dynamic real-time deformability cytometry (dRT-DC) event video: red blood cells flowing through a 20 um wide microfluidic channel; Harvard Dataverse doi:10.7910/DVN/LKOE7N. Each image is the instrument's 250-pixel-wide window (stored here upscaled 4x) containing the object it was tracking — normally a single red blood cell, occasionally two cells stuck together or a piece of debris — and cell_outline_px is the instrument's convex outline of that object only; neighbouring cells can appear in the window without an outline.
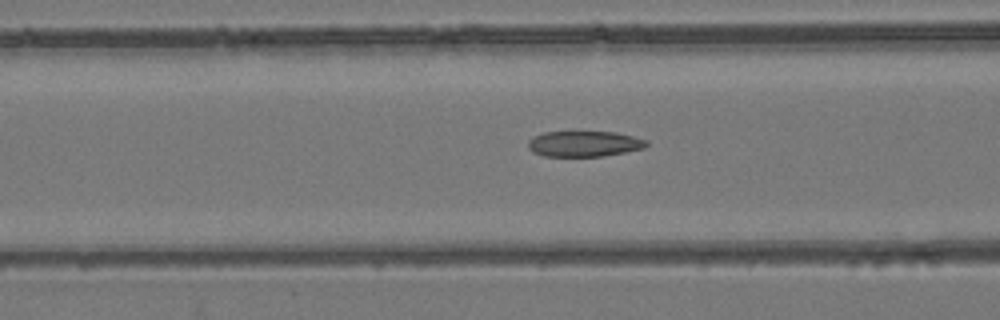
{"species": "common noctule bat (a hibernating species)", "species_latin": "Nyctalus noctula", "temperature_condition": "room temperature", "stored_images_in_passage": 34, "camera_frame_rate_fps": 3000, "um_per_image_px": 0.085, "animal": {"sex": "female", "body_mass_g": 24.6, "forearm_length_mm": 56.2}, "frame": {"image": 1, "passage_image": 8, "time_ms": 2.333, "image_size_px": [1000, 320], "cell_outline_px": [[648, 144], [644, 148], [604, 156], [544, 156], [532, 152], [528, 148], [528, 140], [532, 136], [544, 132], [616, 132], [648, 140]], "centroid_in_image_um": [49.63, 12.22], "position_along_channel_um": 117.0, "area_um2": 17.74}}
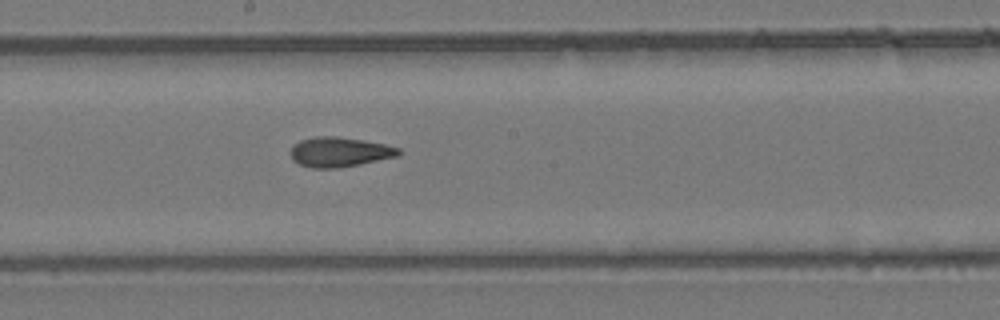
{"frame": {"image": 2, "passage_image": 16, "time_ms": 5.0, "image_size_px": [1000, 320], "cell_outline_px": [[400, 156], [360, 164], [336, 168], [312, 168], [300, 164], [292, 160], [288, 152], [292, 144], [300, 140], [312, 136], [336, 136], [364, 140], [384, 144], [400, 148]], "centroid_in_image_um": [28.81, 12.91], "position_along_channel_um": 219.4, "area_um2": 19.07}}
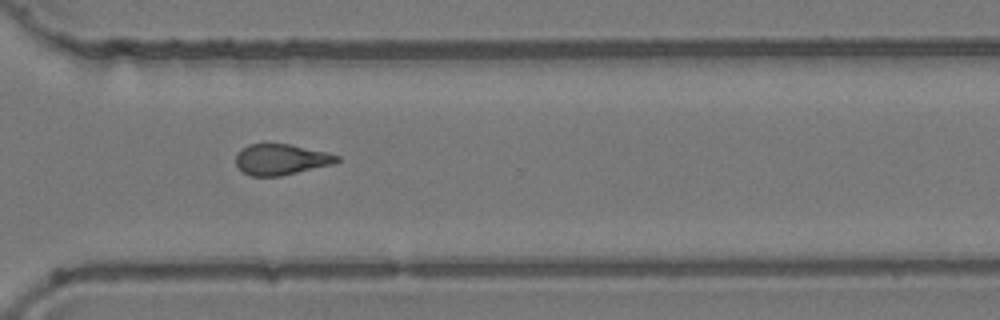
{"frame": {"image": 3, "passage_image": 26, "time_ms": 8.333, "image_size_px": [1000, 320], "cell_outline_px": [[340, 160], [332, 164], [280, 176], [252, 176], [244, 172], [236, 164], [236, 156], [248, 144], [288, 144], [328, 152], [340, 156]], "centroid_in_image_um": [23.92, 13.55], "position_along_channel_um": 346.7, "area_um2": 17.86}, "authors_computed_cell_mechanics": {"area_um2": 18.6694, "velocity_mm_per_s": 3.8359, "shape_relaxation_time_tau1_ms": null, "shape_relaxation_time_tau2_ms": 3.3074, "deformation_change_tau1": null, "deformation_change_tau2": 0.0953}}